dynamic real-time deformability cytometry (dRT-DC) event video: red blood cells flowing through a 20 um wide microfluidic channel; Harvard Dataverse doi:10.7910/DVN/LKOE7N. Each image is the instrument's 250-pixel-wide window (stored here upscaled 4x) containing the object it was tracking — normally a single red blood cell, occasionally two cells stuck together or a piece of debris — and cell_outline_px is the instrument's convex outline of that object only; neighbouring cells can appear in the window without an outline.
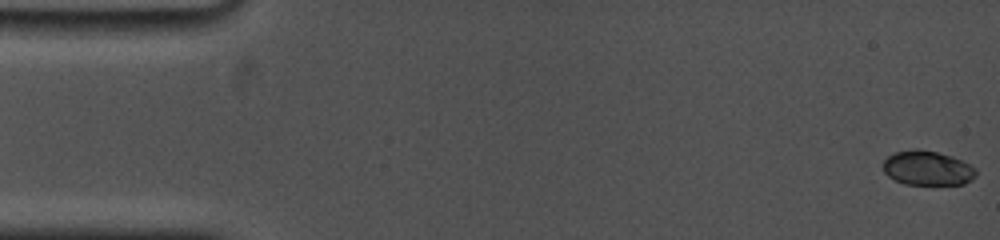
{"species": "common noctule bat (a hibernating species)", "species_latin": "Nyctalus noctula", "temperature_condition": "cold", "stored_images_in_passage": 70, "camera_frame_rate_fps": 5000, "um_per_image_px": 0.085, "animal": {"sex": "female", "body_mass_g": 19.0, "forearm_length_mm": 53.3}, "frame": {"image": 1, "passage_image": 1, "time_ms": 0.0, "image_size_px": [1000, 240], "cell_outline_px": [[976, 176], [972, 180], [964, 184], [904, 184], [888, 176], [884, 172], [880, 164], [888, 156], [896, 152], [916, 148], [936, 152], [952, 156], [976, 168]], "centroid_in_image_um": [78.81, 14.29], "position_along_channel_um": 6.2, "area_um2": 18.73}}
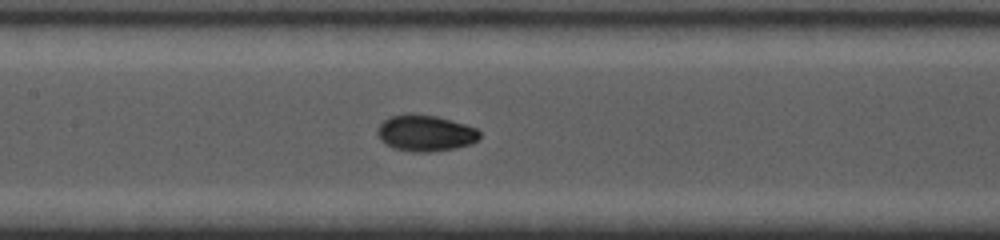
{"frame": {"image": 2, "passage_image": 35, "time_ms": 8.0, "image_size_px": [1000, 240], "cell_outline_px": [[480, 136], [472, 144], [456, 148], [428, 152], [412, 152], [392, 148], [384, 144], [380, 140], [376, 132], [380, 124], [388, 116], [404, 112], [412, 112], [436, 116], [464, 124], [476, 128], [480, 132]], "centroid_in_image_um": [36.1, 11.3], "position_along_channel_um": 171.3, "area_um2": 22.02}}
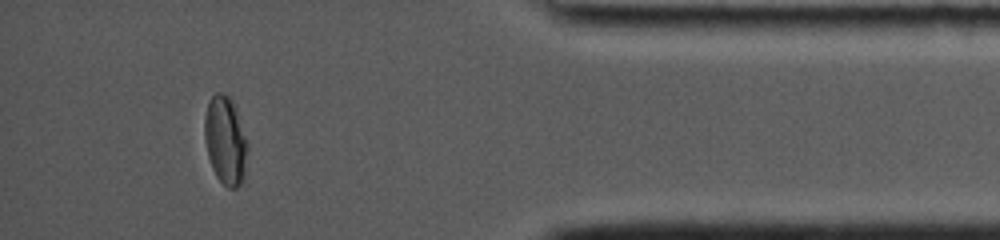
{"frame": {"image": 3, "passage_image": 62, "time_ms": 15.2, "image_size_px": [1000, 240], "cell_outline_px": [[248, 148], [244, 176], [240, 184], [236, 188], [228, 188], [216, 176], [212, 168], [208, 156], [204, 136], [204, 116], [208, 104], [212, 96], [216, 92], [220, 92], [228, 96], [232, 100], [236, 108], [248, 144]], "centroid_in_image_um": [19.16, 11.94], "position_along_channel_um": 416.0, "area_um2": 22.14}, "authors_computed_cell_mechanics": {"area_um2": 20.6057, "velocity_mm_per_s": 3.749, "shape_relaxation_time_tau1_ms": 3.1278, "shape_relaxation_time_tau2_ms": null, "deformation_change_tau1": 0.1649, "deformation_change_tau2": null}}